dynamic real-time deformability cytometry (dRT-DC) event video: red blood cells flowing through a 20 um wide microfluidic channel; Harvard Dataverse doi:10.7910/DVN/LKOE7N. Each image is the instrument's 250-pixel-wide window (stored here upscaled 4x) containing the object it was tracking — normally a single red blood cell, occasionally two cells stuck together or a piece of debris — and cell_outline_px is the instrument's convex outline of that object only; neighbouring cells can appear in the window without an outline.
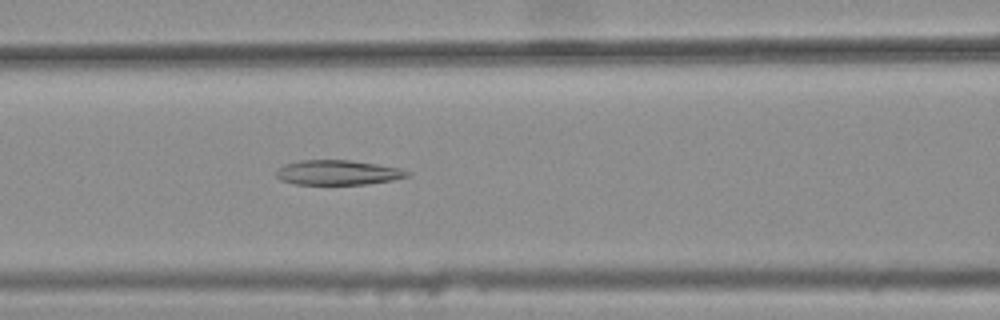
{"species": "common noctule bat (a hibernating species)", "species_latin": "Nyctalus noctula", "temperature_condition": "warm", "stored_images_in_passage": 44, "camera_frame_rate_fps": 3000, "um_per_image_px": 0.085, "animal": {"sex": "female", "body_mass_g": 25.1}, "frame": {"image": 1, "passage_image": 21, "time_ms": 6.667, "image_size_px": [1000, 320], "cell_outline_px": [[412, 176], [392, 180], [364, 184], [296, 184], [280, 180], [276, 176], [276, 172], [284, 164], [300, 160], [348, 160], [376, 164], [400, 168], [412, 172]], "centroid_in_image_um": [28.75, 14.66], "position_along_channel_um": 137.9, "area_um2": 18.9}}
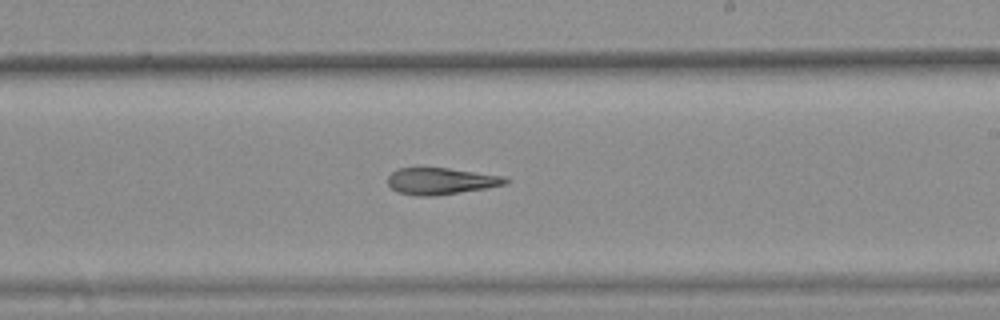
{"frame": {"image": 2, "passage_image": 30, "time_ms": 9.667, "image_size_px": [1000, 320], "cell_outline_px": [[508, 180], [504, 184], [488, 188], [432, 196], [416, 196], [396, 192], [388, 184], [388, 176], [396, 168], [448, 168], [504, 176]], "centroid_in_image_um": [37.43, 15.39], "position_along_channel_um": 251.6, "area_um2": 18.21}}
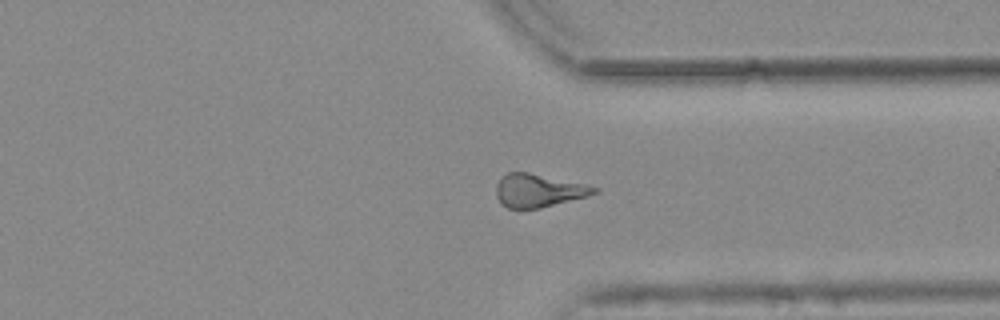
{"frame": {"image": 3, "passage_image": 39, "time_ms": 12.667, "image_size_px": [1000, 320], "cell_outline_px": [[600, 192], [588, 196], [540, 208], [508, 208], [496, 196], [496, 184], [508, 172], [528, 172], [584, 184], [600, 188]], "centroid_in_image_um": [45.81, 16.19], "position_along_channel_um": 365.6, "area_um2": 18.67}, "authors_computed_cell_mechanics": {"area_um2": 19.4208, "velocity_mm_per_s": 3.8031, "shape_relaxation_time_tau1_ms": null, "shape_relaxation_time_tau2_ms": 6.3021, "deformation_change_tau1": null, "deformation_change_tau2": 0.1913}}